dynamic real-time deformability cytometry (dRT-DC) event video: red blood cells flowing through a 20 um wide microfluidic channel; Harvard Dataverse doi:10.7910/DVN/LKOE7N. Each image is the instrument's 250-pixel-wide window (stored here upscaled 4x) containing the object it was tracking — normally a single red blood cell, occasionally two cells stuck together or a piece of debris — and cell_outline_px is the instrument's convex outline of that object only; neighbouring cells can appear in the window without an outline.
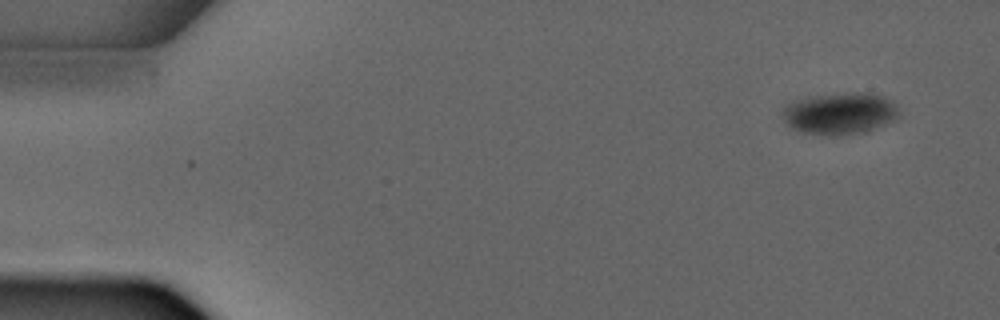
{"species": "common noctule bat (a hibernating species)", "species_latin": "Nyctalus noctula", "temperature_condition": "warm", "stored_images_in_passage": 4, "camera_frame_rate_fps": 3000, "um_per_image_px": 0.085, "animal": {"sex": "male", "forearm_length_mm": 52.5}, "frame": {"image": 1, "passage_image": 1, "time_ms": 0.0, "image_size_px": [1000, 320], "cell_outline_px": [[900, 120], [868, 132], [836, 136], [832, 136], [800, 132], [792, 128], [784, 120], [780, 112], [784, 104], [792, 100], [812, 96], [848, 92], [872, 92], [884, 96], [892, 100], [900, 108]], "centroid_in_image_um": [71.45, 9.64], "position_along_channel_um": 13.5, "area_um2": 29.65}}
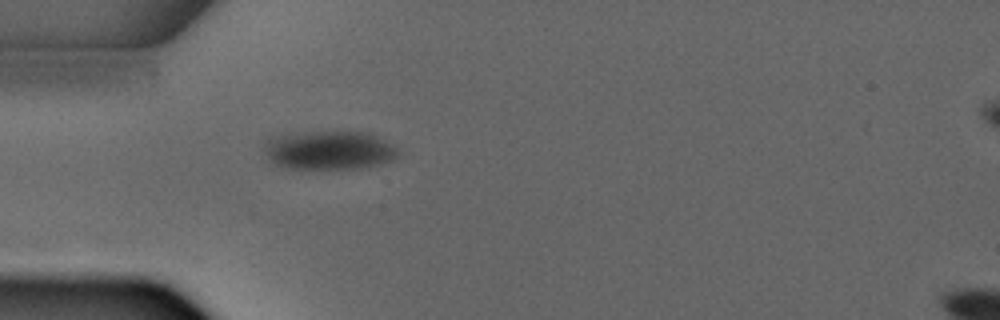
{"frame": {"image": 2, "passage_image": 4, "time_ms": 3.333, "image_size_px": [1000, 320], "cell_outline_px": [[400, 152], [396, 160], [364, 168], [284, 168], [268, 160], [264, 152], [264, 144], [272, 136], [304, 132], [372, 132], [400, 148]], "centroid_in_image_um": [28.04, 12.76], "position_along_channel_um": 57.0, "area_um2": 30.75}}